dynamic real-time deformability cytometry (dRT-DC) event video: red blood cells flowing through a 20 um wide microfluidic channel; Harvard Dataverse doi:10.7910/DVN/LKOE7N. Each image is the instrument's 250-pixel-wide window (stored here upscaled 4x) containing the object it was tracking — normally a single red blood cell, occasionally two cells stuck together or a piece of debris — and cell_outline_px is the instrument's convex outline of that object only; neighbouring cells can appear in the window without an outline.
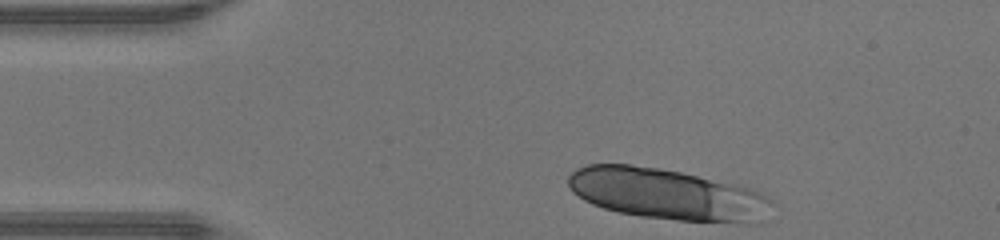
{"species": "human", "species_latin": "Homo sapiens", "temperature_condition": "warm", "stored_images_in_passage": 24, "camera_frame_rate_fps": 3000, "um_per_image_px": 0.085, "donor": {"sex": "male"}, "frame": {"image": 1, "passage_image": 1, "time_ms": 0.0, "image_size_px": [1000, 240], "cell_outline_px": [[772, 200], [764, 224], [744, 224], [676, 220], [640, 216], [620, 212], [604, 208], [592, 204], [584, 200], [572, 192], [568, 184], [568, 176], [576, 168], [588, 164], [628, 164], [660, 168], [680, 172], [736, 184], [752, 188], [768, 196]], "centroid_in_image_um": [56.78, 16.53], "position_along_channel_um": 28.2, "area_um2": 61.44}}